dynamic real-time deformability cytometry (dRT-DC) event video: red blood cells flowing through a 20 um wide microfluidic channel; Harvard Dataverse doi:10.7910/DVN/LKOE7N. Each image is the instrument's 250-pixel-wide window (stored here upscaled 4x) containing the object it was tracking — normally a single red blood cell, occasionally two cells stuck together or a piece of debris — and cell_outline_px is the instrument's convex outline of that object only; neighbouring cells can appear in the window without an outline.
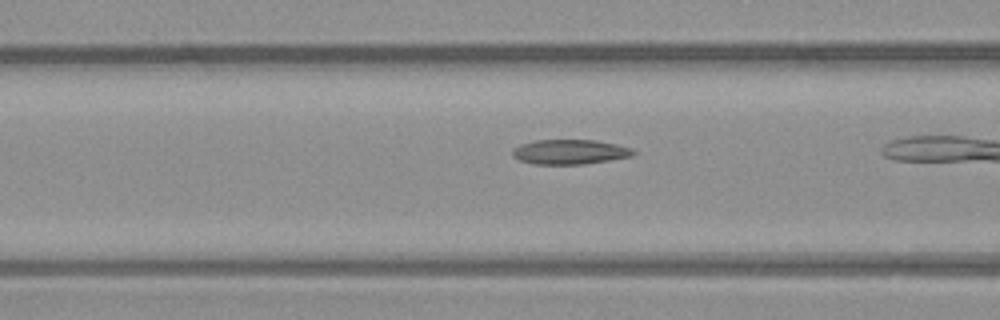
{"species": "common noctule bat (a hibernating species)", "species_latin": "Nyctalus noctula", "temperature_condition": "warm", "stored_images_in_passage": 12, "camera_frame_rate_fps": 3000, "um_per_image_px": 0.085, "animal": {"sex": "male", "body_mass_g": 23.1, "forearm_length_mm": 52.7}, "frame": {"image": 1, "passage_image": 4, "time_ms": 1.0, "image_size_px": [1000, 320], "cell_outline_px": [[636, 152], [632, 156], [584, 164], [532, 164], [520, 160], [512, 156], [512, 148], [520, 144], [536, 140], [596, 140], [616, 144], [632, 148]], "centroid_in_image_um": [48.41, 12.9], "position_along_channel_um": 118.2, "area_um2": 17.46}}
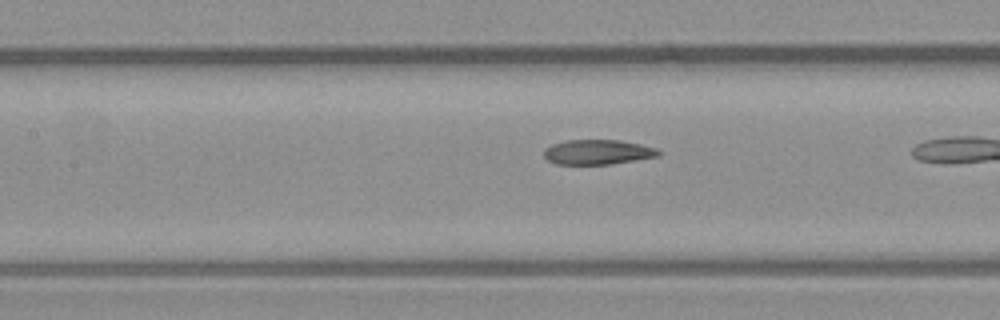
{"frame": {"image": 2, "passage_image": 7, "time_ms": 2.0, "image_size_px": [1000, 320], "cell_outline_px": [[660, 156], [612, 164], [556, 164], [548, 160], [544, 156], [544, 148], [552, 144], [564, 140], [620, 140], [640, 144], [656, 148], [660, 152]], "centroid_in_image_um": [50.79, 12.92], "position_along_channel_um": 156.6, "area_um2": 16.65}}
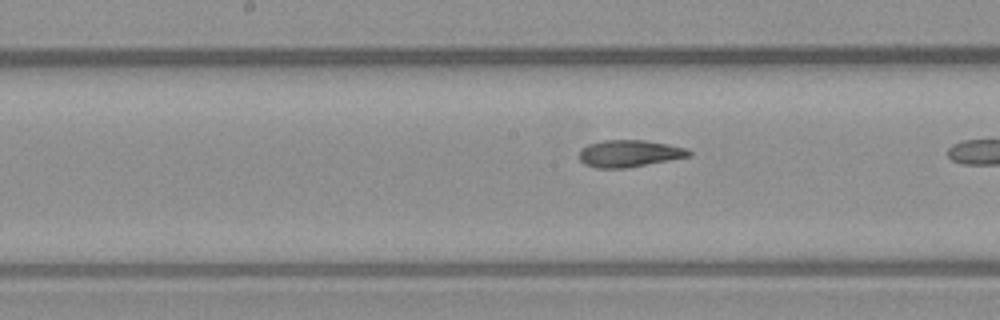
{"frame": {"image": 3, "passage_image": 10, "time_ms": 3.0, "image_size_px": [1000, 320], "cell_outline_px": [[692, 156], [628, 168], [596, 168], [584, 164], [580, 160], [580, 152], [588, 144], [604, 140], [644, 140], [668, 144], [688, 148], [692, 152]], "centroid_in_image_um": [53.54, 13.05], "position_along_channel_um": 194.7, "area_um2": 17.34}}